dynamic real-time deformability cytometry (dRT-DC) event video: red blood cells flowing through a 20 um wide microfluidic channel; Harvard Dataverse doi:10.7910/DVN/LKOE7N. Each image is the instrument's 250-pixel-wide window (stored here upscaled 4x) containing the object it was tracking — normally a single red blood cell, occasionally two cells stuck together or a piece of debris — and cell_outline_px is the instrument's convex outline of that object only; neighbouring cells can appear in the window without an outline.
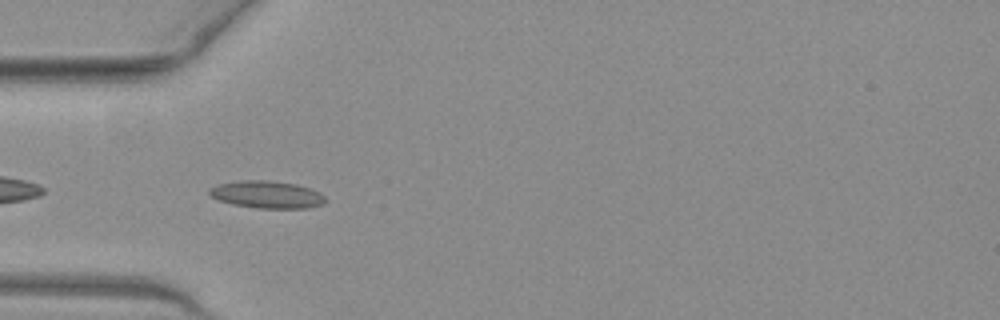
{"species": "common noctule bat (a hibernating species)", "species_latin": "Nyctalus noctula", "temperature_condition": "warm", "stored_images_in_passage": 35, "camera_frame_rate_fps": 3000, "um_per_image_px": 0.085, "animal": {"sex": "female", "body_mass_g": 19.3, "forearm_length_mm": 54.1}, "frame": {"image": 1, "passage_image": 2, "time_ms": 0.333, "image_size_px": [1000, 320], "cell_outline_px": [[324, 204], [308, 208], [256, 208], [232, 204], [220, 200], [212, 196], [208, 192], [208, 188], [220, 184], [240, 180], [268, 180], [296, 184], [312, 188], [320, 192], [324, 196]], "centroid_in_image_um": [22.71, 16.53], "position_along_channel_um": 62.3, "area_um2": 18.5}}
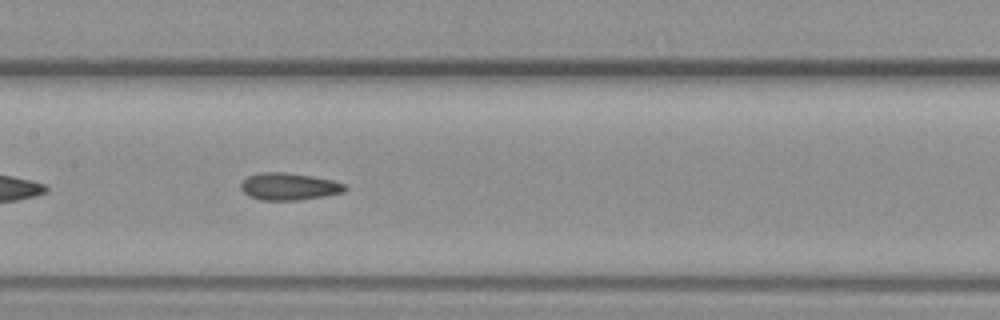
{"frame": {"image": 2, "passage_image": 11, "time_ms": 3.333, "image_size_px": [1000, 320], "cell_outline_px": [[348, 188], [344, 192], [328, 196], [300, 200], [260, 200], [248, 196], [240, 188], [240, 184], [248, 176], [264, 172], [284, 172], [312, 176], [332, 180], [344, 184]], "centroid_in_image_um": [24.58, 15.86], "position_along_channel_um": 182.8, "area_um2": 16.59}}
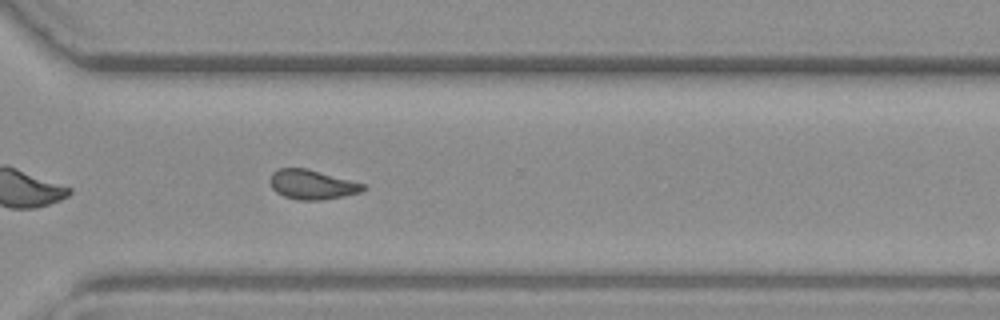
{"frame": {"image": 3, "passage_image": 23, "time_ms": 7.333, "image_size_px": [1000, 320], "cell_outline_px": [[364, 188], [360, 192], [344, 196], [324, 200], [296, 200], [284, 196], [276, 192], [272, 188], [268, 180], [272, 172], [280, 168], [308, 168], [364, 184]], "centroid_in_image_um": [26.47, 15.69], "position_along_channel_um": 344.1, "area_um2": 16.07}, "authors_computed_cell_mechanics": {"area_um2": 16.184, "velocity_mm_per_s": 4.0482, "shape_relaxation_time_tau1_ms": 7.4796, "shape_relaxation_time_tau2_ms": 2.3132, "deformation_change_tau1": 0.1762, "deformation_change_tau2": 0.0647}}